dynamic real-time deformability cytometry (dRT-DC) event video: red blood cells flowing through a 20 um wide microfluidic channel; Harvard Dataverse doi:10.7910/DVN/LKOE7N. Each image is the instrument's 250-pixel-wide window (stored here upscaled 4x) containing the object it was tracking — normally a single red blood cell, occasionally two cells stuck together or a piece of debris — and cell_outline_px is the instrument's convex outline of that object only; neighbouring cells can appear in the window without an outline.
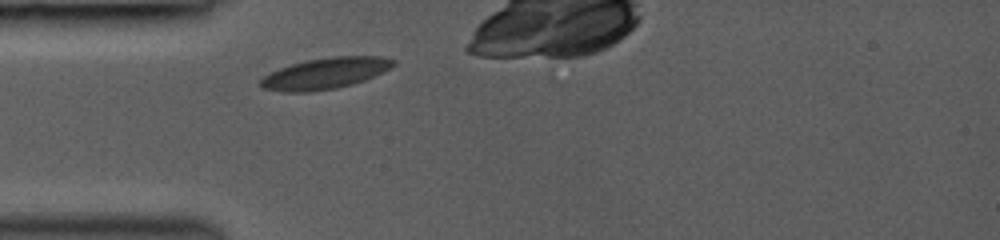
{"species": "common noctule bat (a hibernating species)", "species_latin": "Nyctalus noctula", "temperature_condition": "room temperature", "stored_images_in_passage": 4, "camera_frame_rate_fps": 3000, "um_per_image_px": 0.085, "animal": {"sex": "female", "body_mass_g": 19.0, "forearm_length_mm": 53.3}, "frame": {"image": 1, "passage_image": 1, "time_ms": 0.0, "image_size_px": [1000, 240], "cell_outline_px": [[396, 64], [364, 80], [352, 84], [336, 88], [312, 92], [284, 92], [260, 88], [260, 80], [264, 76], [280, 68], [304, 60], [332, 56], [380, 56], [396, 60]], "centroid_in_image_um": [27.61, 6.24], "position_along_channel_um": 57.4, "area_um2": 23.99}}